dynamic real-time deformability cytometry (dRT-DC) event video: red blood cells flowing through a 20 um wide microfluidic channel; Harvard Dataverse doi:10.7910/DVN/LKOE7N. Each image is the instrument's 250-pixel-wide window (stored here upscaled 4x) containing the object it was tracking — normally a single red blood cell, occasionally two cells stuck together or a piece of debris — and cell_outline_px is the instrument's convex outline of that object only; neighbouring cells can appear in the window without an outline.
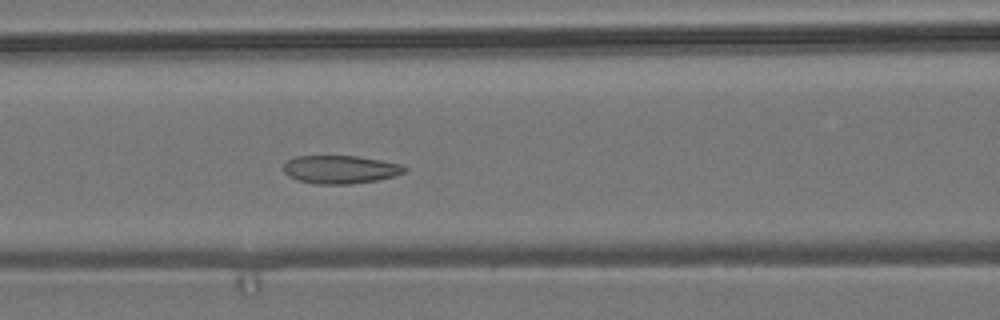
{"species": "common noctule bat (a hibernating species)", "species_latin": "Nyctalus noctula", "temperature_condition": "room temperature", "stored_images_in_passage": 41, "camera_frame_rate_fps": 3000, "um_per_image_px": 0.085, "animal": {"sex": "male", "body_mass_g": 19.2, "forearm_length_mm": 51.8}, "frame": {"image": 1, "passage_image": 8, "time_ms": 2.333, "image_size_px": [1000, 320], "cell_outline_px": [[408, 168], [404, 172], [396, 176], [376, 180], [352, 184], [316, 184], [296, 180], [288, 176], [284, 172], [284, 164], [288, 160], [296, 156], [356, 156], [404, 164]], "centroid_in_image_um": [28.95, 14.41], "position_along_channel_um": 137.7, "area_um2": 20.0}}
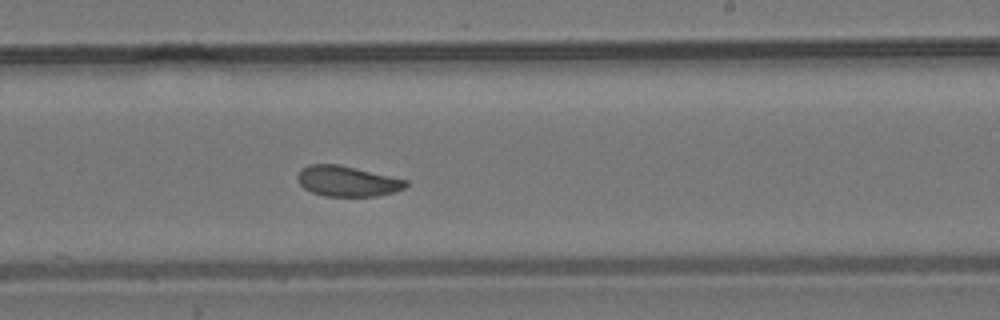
{"frame": {"image": 2, "passage_image": 18, "time_ms": 5.667, "image_size_px": [1000, 320], "cell_outline_px": [[408, 184], [404, 188], [396, 192], [376, 196], [324, 196], [312, 192], [304, 188], [300, 184], [296, 176], [300, 168], [308, 164], [340, 164], [408, 180]], "centroid_in_image_um": [29.51, 15.39], "position_along_channel_um": 259.5, "area_um2": 19.42}}
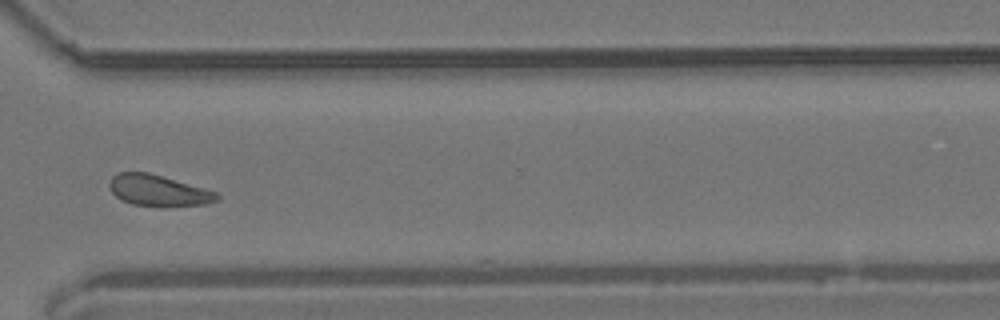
{"frame": {"image": 3, "passage_image": 26, "time_ms": 8.333, "image_size_px": [1000, 320], "cell_outline_px": [[220, 200], [204, 204], [160, 208], [132, 204], [120, 200], [112, 192], [108, 184], [112, 176], [116, 172], [148, 172], [204, 188], [216, 192], [220, 196]], "centroid_in_image_um": [13.44, 16.22], "position_along_channel_um": 357.2, "area_um2": 19.88}, "authors_computed_cell_mechanics": {"area_um2": 19.7676, "velocity_mm_per_s": 3.6664, "shape_relaxation_time_tau1_ms": 10.0601, "shape_relaxation_time_tau2_ms": 2.074, "deformation_change_tau1": 0.1388, "deformation_change_tau2": 0.0703}}